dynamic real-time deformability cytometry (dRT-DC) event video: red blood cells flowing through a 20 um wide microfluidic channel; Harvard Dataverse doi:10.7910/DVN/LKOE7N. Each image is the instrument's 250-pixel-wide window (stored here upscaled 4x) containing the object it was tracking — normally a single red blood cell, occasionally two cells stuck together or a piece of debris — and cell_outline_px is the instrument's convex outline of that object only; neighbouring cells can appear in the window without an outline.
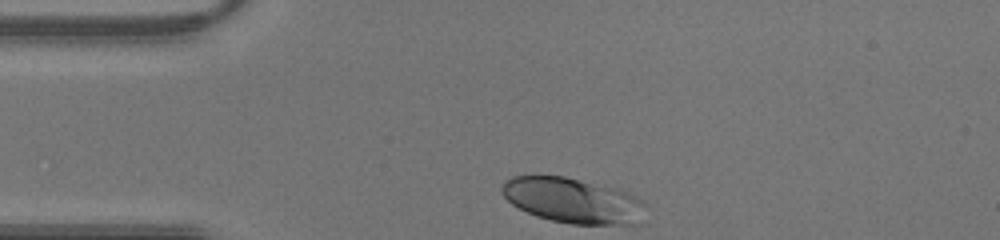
{"species": "human", "species_latin": "Homo sapiens", "temperature_condition": "warm", "stored_images_in_passage": 2, "camera_frame_rate_fps": 3000, "um_per_image_px": 0.085, "donor": {"sex": "male"}, "frame": {"image": 1, "passage_image": 1, "time_ms": 0.0, "image_size_px": [1000, 240], "cell_outline_px": [[648, 204], [644, 224], [572, 224], [552, 220], [536, 216], [512, 204], [500, 192], [500, 188], [504, 180], [512, 176], [564, 176], [620, 188], [636, 196]], "centroid_in_image_um": [48.79, 17.04], "position_along_channel_um": 36.2, "area_um2": 38.67}}